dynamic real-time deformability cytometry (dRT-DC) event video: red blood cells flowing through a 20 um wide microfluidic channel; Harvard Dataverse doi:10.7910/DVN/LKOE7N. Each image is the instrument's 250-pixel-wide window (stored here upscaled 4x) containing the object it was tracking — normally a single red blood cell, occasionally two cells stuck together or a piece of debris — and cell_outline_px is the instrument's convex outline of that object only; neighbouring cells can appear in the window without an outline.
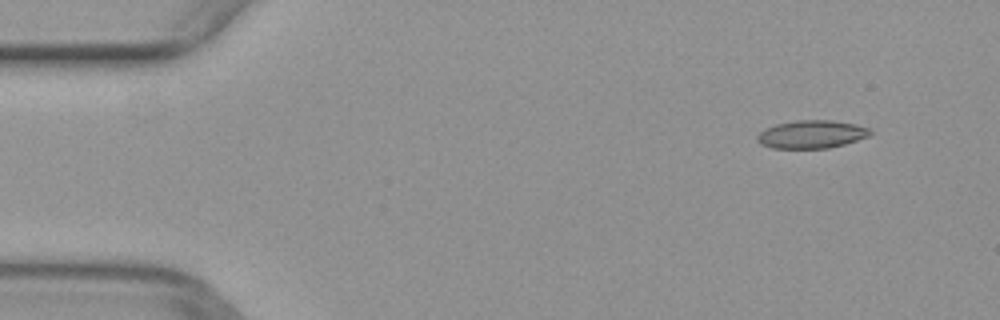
{"species": "common noctule bat (a hibernating species)", "species_latin": "Nyctalus noctula", "temperature_condition": "warm", "stored_images_in_passage": 47, "camera_frame_rate_fps": 3000, "um_per_image_px": 0.085, "animal": {"sex": "female", "body_mass_g": 29.2, "forearm_length_mm": 56.3}, "frame": {"image": 1, "passage_image": 1, "time_ms": 0.0, "image_size_px": [1000, 320], "cell_outline_px": [[872, 132], [868, 136], [844, 144], [828, 148], [772, 148], [760, 144], [756, 140], [756, 136], [764, 128], [776, 124], [796, 120], [832, 120], [856, 124], [868, 128]], "centroid_in_image_um": [68.94, 11.41], "position_along_channel_um": 16.1, "area_um2": 18.44}}
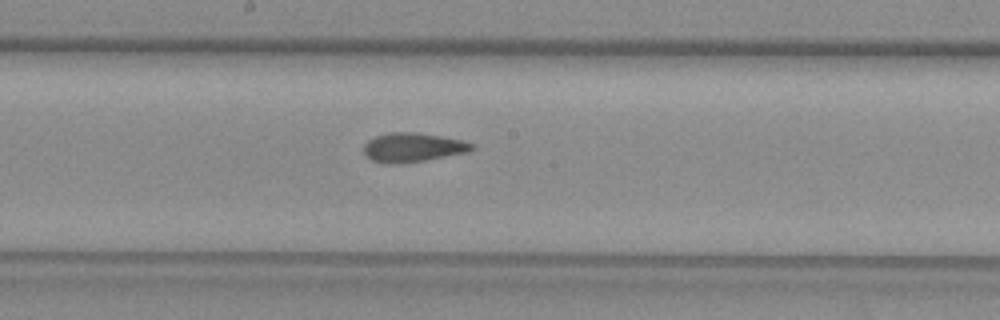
{"frame": {"image": 2, "passage_image": 23, "time_ms": 7.333, "image_size_px": [1000, 320], "cell_outline_px": [[476, 148], [468, 152], [424, 160], [396, 164], [384, 164], [372, 160], [364, 156], [364, 144], [368, 140], [376, 136], [388, 132], [416, 132], [464, 140], [472, 144]], "centroid_in_image_um": [35.06, 12.53], "position_along_channel_um": 213.1, "area_um2": 18.44}}
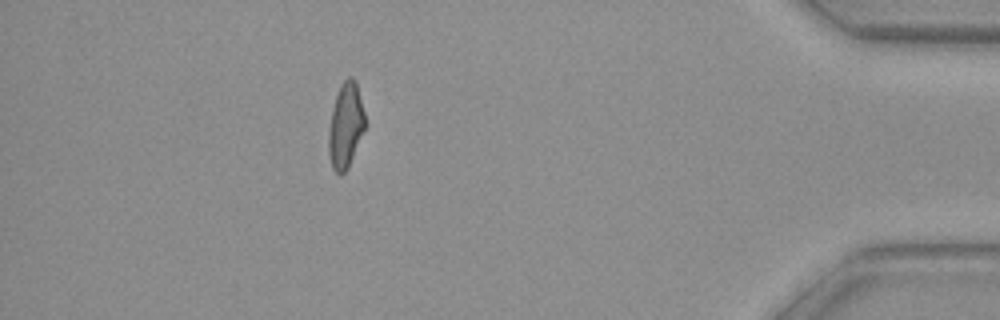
{"frame": {"image": 3, "passage_image": 41, "time_ms": 13.333, "image_size_px": [1000, 320], "cell_outline_px": [[364, 128], [348, 168], [340, 176], [332, 168], [328, 152], [328, 132], [332, 108], [340, 84], [348, 76], [352, 76], [356, 80], [364, 112]], "centroid_in_image_um": [29.35, 10.65], "position_along_channel_um": 405.8, "area_um2": 17.98}}